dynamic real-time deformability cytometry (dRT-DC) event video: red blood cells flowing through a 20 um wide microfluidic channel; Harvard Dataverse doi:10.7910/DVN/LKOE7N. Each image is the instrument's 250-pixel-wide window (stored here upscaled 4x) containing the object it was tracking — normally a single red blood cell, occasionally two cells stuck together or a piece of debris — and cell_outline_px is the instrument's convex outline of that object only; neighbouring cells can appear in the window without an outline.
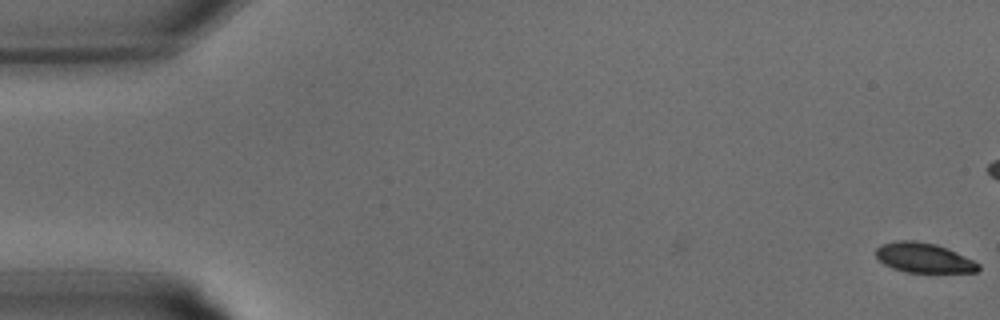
{"species": "common noctule bat (a hibernating species)", "species_latin": "Nyctalus noctula", "temperature_condition": "warm", "stored_images_in_passage": 3, "camera_frame_rate_fps": 3000, "um_per_image_px": 0.085, "animal": {"sex": "male", "body_mass_g": 15.6}, "frame": {"image": 1, "passage_image": 3, "time_ms": 0.667, "image_size_px": [1000, 320], "cell_outline_px": [[980, 268], [976, 272], [904, 272], [892, 268], [884, 264], [876, 256], [876, 248], [880, 244], [896, 240], [916, 240], [936, 244], [948, 248], [980, 264]], "centroid_in_image_um": [78.49, 21.9], "position_along_channel_um": 6.5, "area_um2": 17.86}}